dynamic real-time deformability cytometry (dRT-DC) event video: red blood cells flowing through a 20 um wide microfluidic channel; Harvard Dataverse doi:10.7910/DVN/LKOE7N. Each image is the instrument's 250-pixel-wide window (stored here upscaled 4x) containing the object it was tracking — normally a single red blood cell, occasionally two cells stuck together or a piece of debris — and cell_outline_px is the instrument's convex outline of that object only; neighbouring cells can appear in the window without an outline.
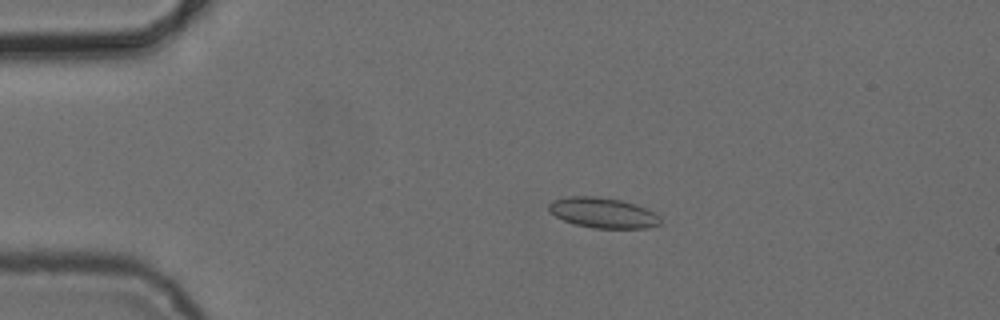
{"species": "common noctule bat (a hibernating species)", "species_latin": "Nyctalus noctula", "temperature_condition": "cold", "stored_images_in_passage": 5, "camera_frame_rate_fps": 3000, "um_per_image_px": 0.085, "animal": {"sex": "female", "body_mass_g": 24.6, "forearm_length_mm": 56.2}, "frame": {"image": 1, "passage_image": 3, "time_ms": 2.333, "image_size_px": [1000, 320], "cell_outline_px": [[660, 224], [648, 228], [596, 228], [576, 224], [564, 220], [548, 212], [548, 204], [552, 200], [568, 196], [596, 196], [620, 200], [636, 204], [656, 212], [660, 216]], "centroid_in_image_um": [51.26, 18.08], "position_along_channel_um": 33.7, "area_um2": 19.83}}